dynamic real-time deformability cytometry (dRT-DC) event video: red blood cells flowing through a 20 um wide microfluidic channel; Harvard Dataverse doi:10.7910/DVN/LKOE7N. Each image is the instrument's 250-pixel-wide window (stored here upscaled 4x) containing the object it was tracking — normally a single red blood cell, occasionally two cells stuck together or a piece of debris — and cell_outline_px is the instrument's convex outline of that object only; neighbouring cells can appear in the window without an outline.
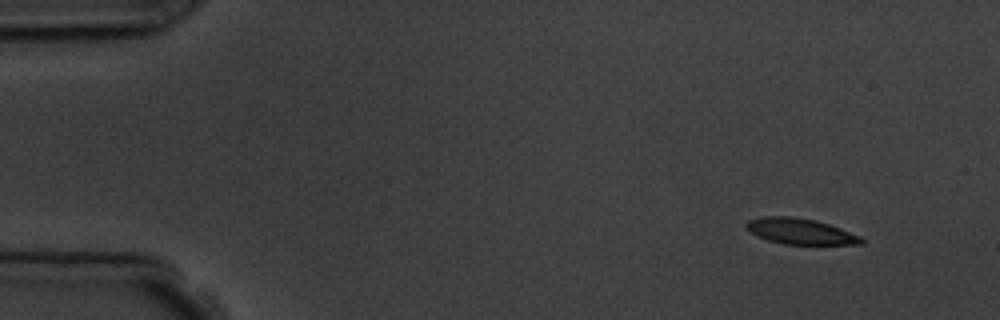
{"species": "common noctule bat (a hibernating species)", "species_latin": "Nyctalus noctula", "temperature_condition": "room temperature", "stored_images_in_passage": 4, "camera_frame_rate_fps": 3000, "um_per_image_px": 0.085, "animal": {"sex": "male", "body_mass_g": 19.5, "forearm_length_mm": 54.6}, "frame": {"image": 1, "passage_image": 1, "time_ms": 0.0, "image_size_px": [1000, 320], "cell_outline_px": [[864, 244], [784, 244], [768, 240], [752, 232], [744, 224], [748, 220], [760, 216], [788, 216], [816, 220], [840, 228], [860, 236], [864, 240]], "centroid_in_image_um": [68.03, 19.65], "position_along_channel_um": 17.0, "area_um2": 17.11}}
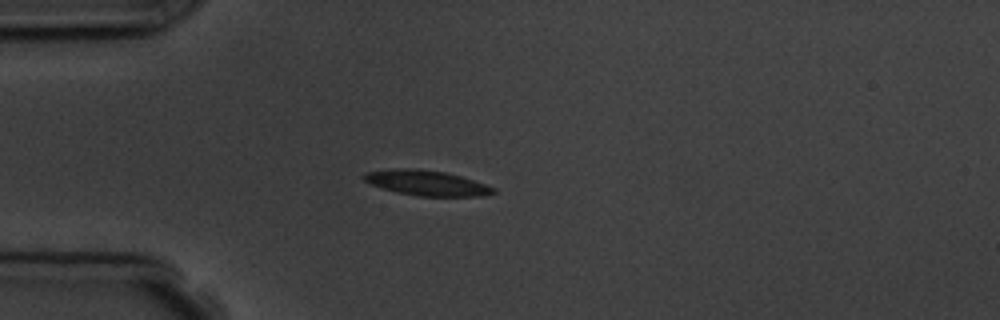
{"frame": {"image": 2, "passage_image": 4, "time_ms": 3.333, "image_size_px": [1000, 320], "cell_outline_px": [[496, 192], [484, 196], [416, 196], [396, 192], [372, 184], [364, 180], [360, 176], [368, 172], [396, 168], [408, 168], [444, 172], [460, 176], [496, 188]], "centroid_in_image_um": [36.27, 15.56], "position_along_channel_um": 48.7, "area_um2": 18.73}}